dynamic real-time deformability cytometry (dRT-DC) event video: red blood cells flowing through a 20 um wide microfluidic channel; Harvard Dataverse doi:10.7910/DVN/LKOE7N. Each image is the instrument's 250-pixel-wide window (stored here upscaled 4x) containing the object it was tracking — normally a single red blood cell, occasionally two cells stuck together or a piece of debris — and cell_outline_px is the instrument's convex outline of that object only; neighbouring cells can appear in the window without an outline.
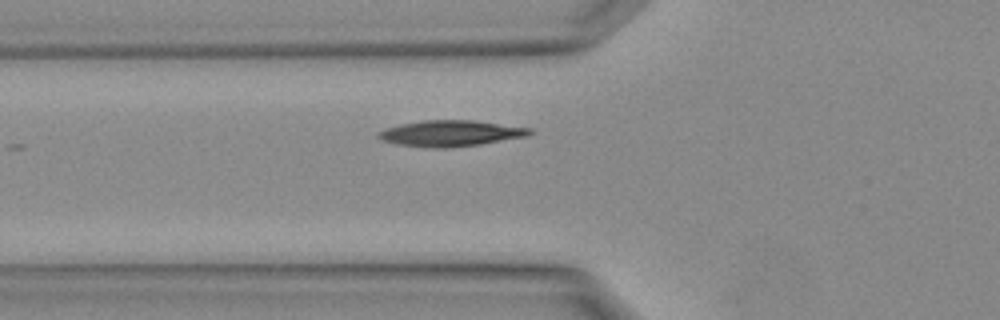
{"species": "Egyptian fruit bat (a non-hibernating species)", "species_latin": "Rousettus aegyptiacus", "temperature_condition": "warm", "stored_images_in_passage": 2, "camera_frame_rate_fps": 3000, "um_per_image_px": 0.085, "animal": {"sex": "female"}, "frame": {"image": 1, "passage_image": 2, "time_ms": 0.333, "image_size_px": [1000, 320], "cell_outline_px": [[532, 132], [528, 136], [480, 144], [444, 148], [436, 148], [396, 144], [380, 140], [376, 136], [376, 132], [400, 124], [424, 120], [472, 120], [532, 128]], "centroid_in_image_um": [38.28, 11.33], "position_along_channel_um": 87.5, "area_um2": 22.83}}